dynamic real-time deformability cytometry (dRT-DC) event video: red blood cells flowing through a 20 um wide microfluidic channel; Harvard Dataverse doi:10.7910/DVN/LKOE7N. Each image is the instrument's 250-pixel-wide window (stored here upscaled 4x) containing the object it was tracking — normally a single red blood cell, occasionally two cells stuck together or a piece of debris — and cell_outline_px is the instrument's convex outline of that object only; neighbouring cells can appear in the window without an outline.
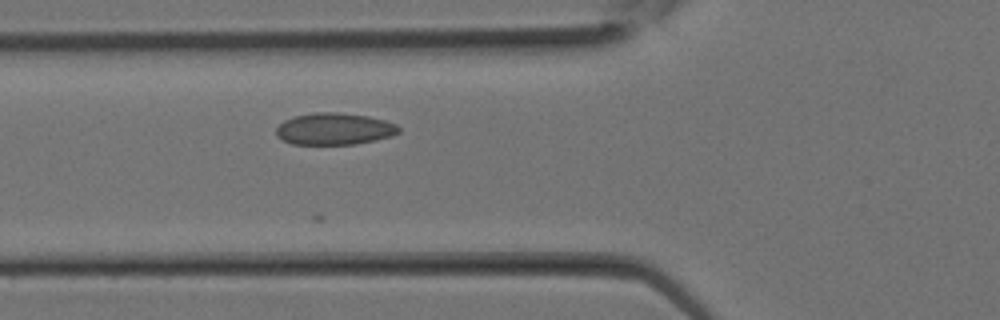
{"species": "Egyptian fruit bat (a non-hibernating species)", "species_latin": "Rousettus aegyptiacus", "temperature_condition": "room temperature", "stored_images_in_passage": 8, "camera_frame_rate_fps": 3000, "um_per_image_px": 0.085, "animal": {"sex": "female"}, "frame": {"image": 1, "passage_image": 6, "time_ms": 1.667, "image_size_px": [1000, 320], "cell_outline_px": [[400, 132], [392, 136], [376, 140], [356, 144], [292, 144], [276, 136], [276, 128], [284, 120], [296, 116], [316, 112], [336, 112], [368, 116], [384, 120], [396, 124], [400, 128]], "centroid_in_image_um": [28.44, 10.96], "position_along_channel_um": 97.4, "area_um2": 22.72}}